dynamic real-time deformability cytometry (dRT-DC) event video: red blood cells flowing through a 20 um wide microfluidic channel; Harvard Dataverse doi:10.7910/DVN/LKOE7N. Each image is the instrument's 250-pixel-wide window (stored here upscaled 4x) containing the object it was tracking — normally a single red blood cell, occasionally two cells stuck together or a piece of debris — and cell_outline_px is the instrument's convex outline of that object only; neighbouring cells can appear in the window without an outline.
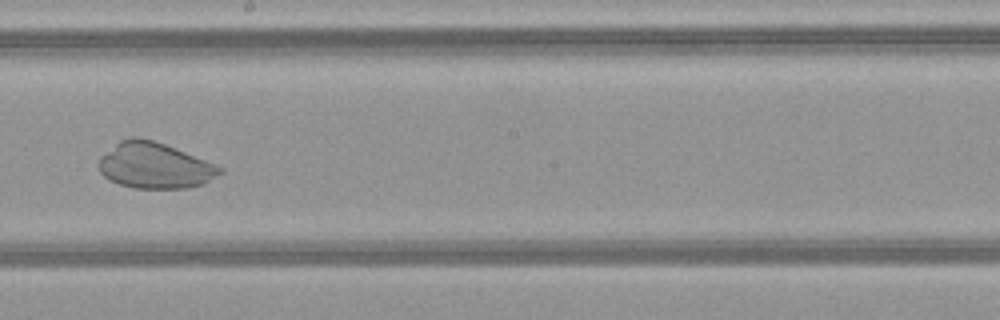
{"species": "common noctule bat (a hibernating species)", "species_latin": "Nyctalus noctula", "temperature_condition": "warm", "stored_images_in_passage": 50, "camera_frame_rate_fps": 3000, "um_per_image_px": 0.085, "animal": {"sex": "female", "body_mass_g": 21.9}, "frame": {"image": 1, "passage_image": 29, "time_ms": 9.333, "image_size_px": [1000, 320], "cell_outline_px": [[224, 172], [204, 184], [184, 188], [132, 188], [120, 184], [104, 176], [100, 172], [96, 164], [100, 156], [120, 140], [132, 136], [136, 136], [152, 140], [164, 144], [216, 164], [224, 168]], "centroid_in_image_um": [13.14, 14.07], "position_along_channel_um": 235.1, "area_um2": 32.43}}